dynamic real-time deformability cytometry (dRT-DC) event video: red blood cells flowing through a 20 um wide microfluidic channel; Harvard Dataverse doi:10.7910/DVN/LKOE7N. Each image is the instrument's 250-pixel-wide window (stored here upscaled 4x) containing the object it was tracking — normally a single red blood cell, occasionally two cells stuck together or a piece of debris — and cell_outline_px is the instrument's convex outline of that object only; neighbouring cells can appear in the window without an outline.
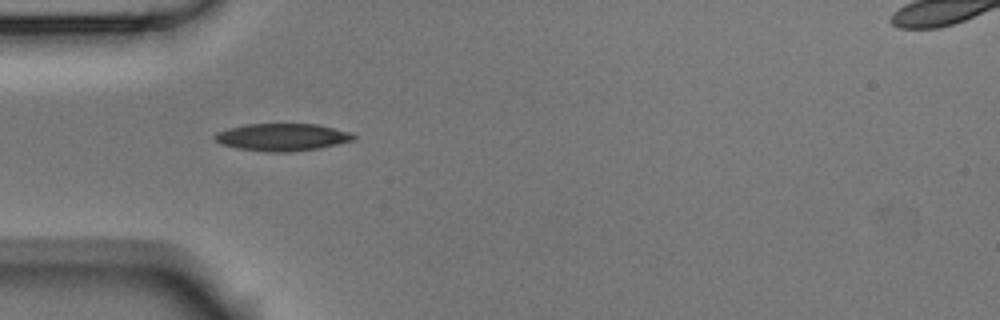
{"species": "Egyptian fruit bat (a non-hibernating species)", "species_latin": "Rousettus aegyptiacus", "temperature_condition": "room temperature", "stored_images_in_passage": 2, "camera_frame_rate_fps": 3000, "um_per_image_px": 0.085, "animal": {"sex": "male"}, "frame": {"image": 1, "passage_image": 1, "time_ms": 0.0, "image_size_px": [1000, 320], "cell_outline_px": [[356, 136], [352, 140], [320, 148], [288, 152], [268, 152], [236, 148], [220, 144], [212, 136], [216, 132], [228, 128], [248, 124], [316, 124], [352, 132]], "centroid_in_image_um": [23.95, 11.66], "position_along_channel_um": 61.0, "area_um2": 22.14}}
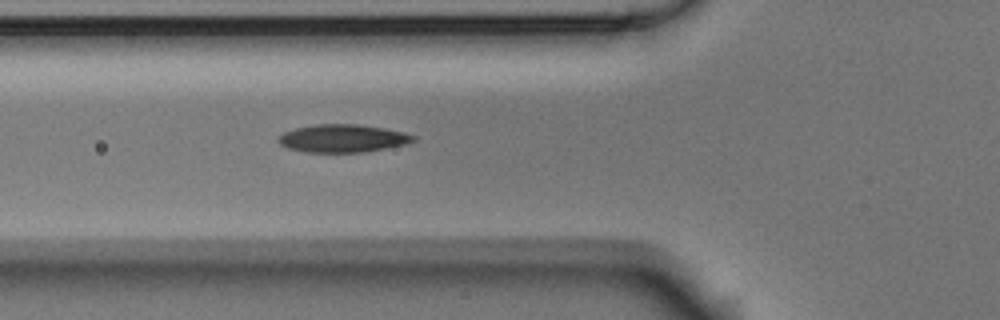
{"frame": {"image": 2, "passage_image": 2, "time_ms": 0.333, "image_size_px": [1000, 320], "cell_outline_px": [[416, 140], [404, 144], [364, 152], [304, 152], [288, 148], [280, 144], [276, 140], [284, 132], [296, 128], [316, 124], [356, 124], [384, 128], [404, 132], [416, 136]], "centroid_in_image_um": [29.11, 11.76], "position_along_channel_um": 96.7, "area_um2": 21.79}}